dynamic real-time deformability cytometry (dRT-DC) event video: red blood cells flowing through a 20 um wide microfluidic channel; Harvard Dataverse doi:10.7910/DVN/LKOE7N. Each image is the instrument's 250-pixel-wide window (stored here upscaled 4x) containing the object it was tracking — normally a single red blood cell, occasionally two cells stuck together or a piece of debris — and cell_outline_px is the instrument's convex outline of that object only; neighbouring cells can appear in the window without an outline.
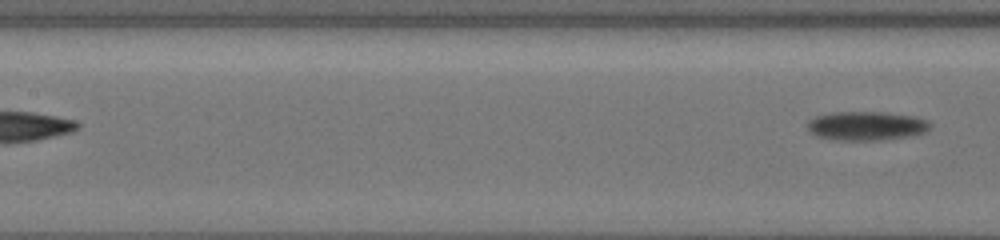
{"species": "common noctule bat (a hibernating species)", "species_latin": "Nyctalus noctula", "temperature_condition": "cold", "stored_images_in_passage": 10, "camera_frame_rate_fps": 3000, "um_per_image_px": 0.085, "animal": {"sex": "female", "body_mass_g": 19.5, "forearm_length_mm": 54.1}, "frame": {"image": 1, "passage_image": 10, "time_ms": 8.0, "image_size_px": [1000, 240], "cell_outline_px": [[932, 124], [924, 132], [904, 136], [876, 140], [832, 140], [816, 136], [808, 128], [808, 120], [816, 116], [832, 112], [884, 112], [912, 116], [928, 120]], "centroid_in_image_um": [73.59, 10.69], "position_along_channel_um": 133.8, "area_um2": 20.46}}